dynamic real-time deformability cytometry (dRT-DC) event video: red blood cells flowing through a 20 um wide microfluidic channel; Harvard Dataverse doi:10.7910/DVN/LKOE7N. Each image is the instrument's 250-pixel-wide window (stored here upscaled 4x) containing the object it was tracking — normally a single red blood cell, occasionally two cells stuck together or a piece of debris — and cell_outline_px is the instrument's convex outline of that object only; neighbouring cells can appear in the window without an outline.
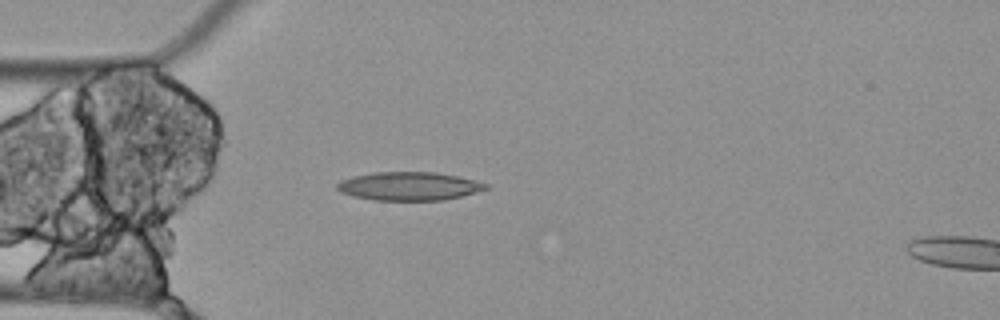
{"species": "Egyptian fruit bat (a non-hibernating species)", "species_latin": "Rousettus aegyptiacus", "temperature_condition": "cold", "stored_images_in_passage": 2, "segment_of_instrument_passage": [1, 2], "camera_frame_rate_fps": 3000, "um_per_image_px": 0.085, "animal": {"sex": "female"}, "frame": {"image": 1, "passage_image": 1, "time_ms": 0.0, "image_size_px": [1000, 320], "cell_outline_px": [[488, 188], [476, 192], [444, 200], [372, 200], [352, 196], [340, 192], [336, 188], [336, 184], [340, 180], [352, 176], [372, 172], [436, 172], [456, 176], [488, 184]], "centroid_in_image_um": [34.7, 15.82], "position_along_channel_um": 50.3, "area_um2": 24.62}}